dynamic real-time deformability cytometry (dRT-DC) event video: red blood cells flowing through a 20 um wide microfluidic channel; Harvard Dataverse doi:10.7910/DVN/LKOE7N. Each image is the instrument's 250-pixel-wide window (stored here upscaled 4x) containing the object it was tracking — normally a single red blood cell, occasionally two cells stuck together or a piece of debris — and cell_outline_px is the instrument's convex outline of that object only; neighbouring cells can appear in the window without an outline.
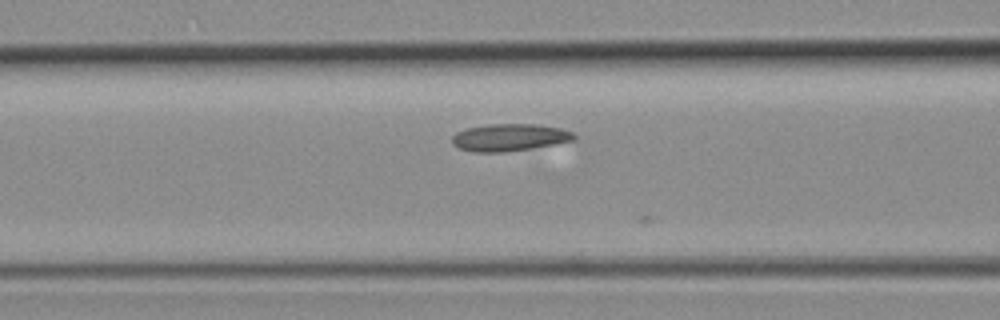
{"species": "common noctule bat (a hibernating species)", "species_latin": "Nyctalus noctula", "temperature_condition": "room temperature", "stored_images_in_passage": 15, "camera_frame_rate_fps": 3000, "um_per_image_px": 0.085, "animal": {"sex": "female", "body_mass_g": 19.3, "forearm_length_mm": 54.1}, "frame": {"image": 1, "passage_image": 8, "time_ms": 2.333, "image_size_px": [1000, 320], "cell_outline_px": [[576, 140], [532, 148], [504, 152], [472, 152], [460, 148], [452, 144], [452, 136], [456, 132], [464, 128], [488, 124], [536, 124], [560, 128], [576, 132]], "centroid_in_image_um": [43.32, 11.67], "position_along_channel_um": 123.3, "area_um2": 19.59}}
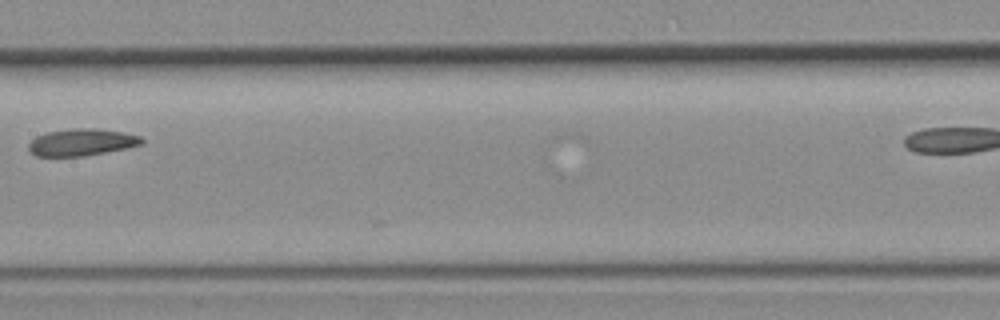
{"frame": {"image": 2, "passage_image": 13, "time_ms": 4.0, "image_size_px": [1000, 320], "cell_outline_px": [[144, 140], [140, 144], [124, 148], [84, 156], [36, 156], [28, 148], [28, 144], [36, 136], [48, 132], [72, 128], [96, 128], [124, 132], [140, 136]], "centroid_in_image_um": [6.92, 12.08], "position_along_channel_um": 200.5, "area_um2": 17.57}}